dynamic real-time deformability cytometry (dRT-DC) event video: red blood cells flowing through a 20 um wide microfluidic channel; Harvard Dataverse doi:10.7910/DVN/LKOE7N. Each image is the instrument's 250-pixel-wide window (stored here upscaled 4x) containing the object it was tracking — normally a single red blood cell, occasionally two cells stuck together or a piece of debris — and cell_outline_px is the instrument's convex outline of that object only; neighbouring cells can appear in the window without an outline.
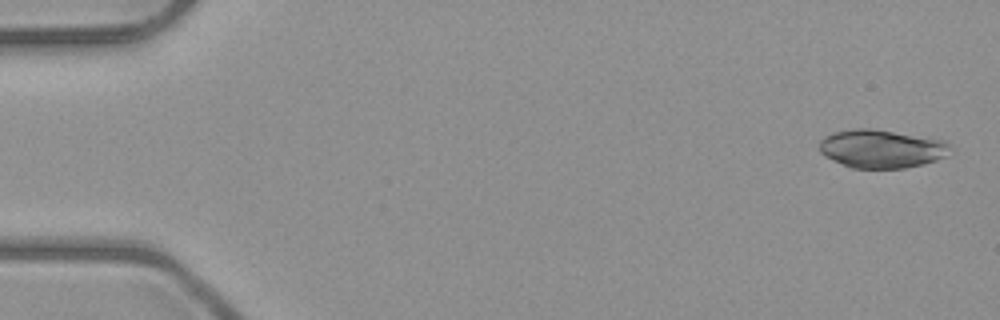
{"species": "common noctule bat (a hibernating species)", "species_latin": "Nyctalus noctula", "temperature_condition": "room temperature", "stored_images_in_passage": 7, "camera_frame_rate_fps": 3000, "um_per_image_px": 0.085, "animal": {"sex": "male", "body_mass_g": 23.1, "forearm_length_mm": 52.7}, "frame": {"image": 1, "passage_image": 1, "time_ms": 0.0, "image_size_px": [1000, 320], "cell_outline_px": [[956, 148], [944, 156], [936, 160], [924, 164], [904, 168], [852, 168], [832, 160], [824, 156], [820, 152], [820, 140], [824, 136], [832, 132], [856, 128], [872, 128], [944, 140]], "centroid_in_image_um": [74.94, 12.64], "position_along_channel_um": 10.1, "area_um2": 29.48}}
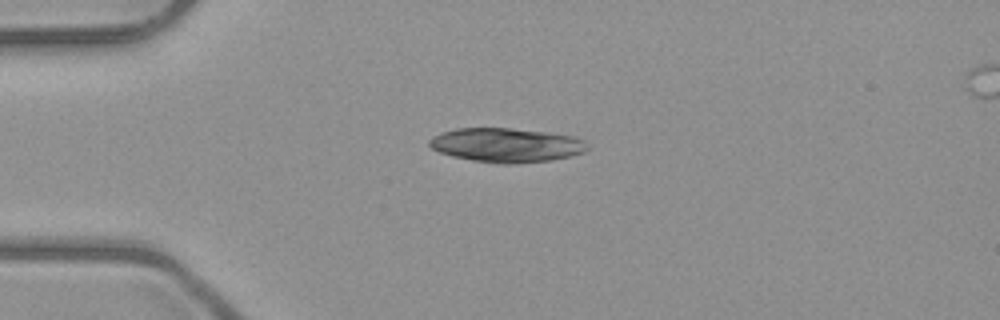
{"frame": {"image": 2, "passage_image": 4, "time_ms": 3.667, "image_size_px": [1000, 320], "cell_outline_px": [[588, 148], [584, 152], [572, 156], [552, 160], [512, 164], [500, 164], [472, 160], [452, 156], [440, 152], [432, 148], [428, 144], [428, 140], [432, 136], [456, 128], [508, 128], [544, 132], [572, 136], [584, 140]], "centroid_in_image_um": [43.03, 12.34], "position_along_channel_um": 42.0, "area_um2": 31.39}}